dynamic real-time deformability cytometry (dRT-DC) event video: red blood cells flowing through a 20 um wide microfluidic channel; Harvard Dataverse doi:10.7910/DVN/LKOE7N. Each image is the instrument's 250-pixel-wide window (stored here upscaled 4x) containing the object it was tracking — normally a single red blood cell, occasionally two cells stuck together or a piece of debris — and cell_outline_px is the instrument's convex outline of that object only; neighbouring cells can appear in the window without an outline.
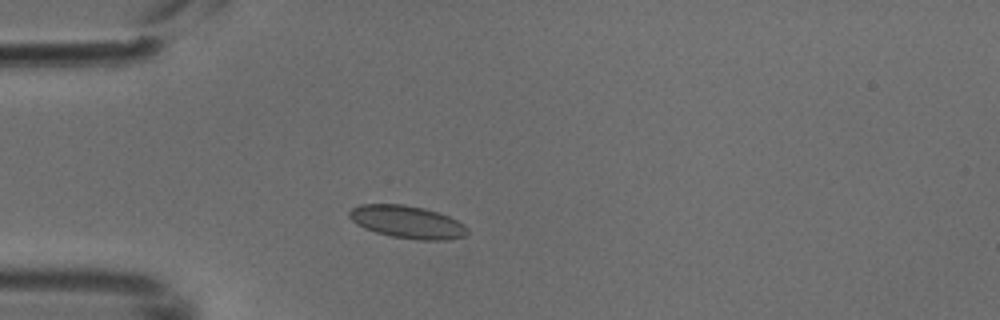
{"species": "common noctule bat (a hibernating species)", "species_latin": "Nyctalus noctula", "temperature_condition": "cold", "stored_images_in_passage": 2, "camera_frame_rate_fps": 3000, "um_per_image_px": 0.085, "animal": {"sex": "male", "body_mass_g": 18.8}, "frame": {"image": 1, "passage_image": 1, "time_ms": 0.0, "image_size_px": [1000, 320], "cell_outline_px": [[468, 232], [464, 236], [448, 240], [420, 240], [392, 236], [376, 232], [364, 228], [356, 224], [348, 216], [348, 212], [352, 208], [360, 204], [404, 204], [424, 208], [448, 216], [464, 224], [468, 228]], "centroid_in_image_um": [34.61, 18.86], "position_along_channel_um": 50.4, "area_um2": 22.43}}